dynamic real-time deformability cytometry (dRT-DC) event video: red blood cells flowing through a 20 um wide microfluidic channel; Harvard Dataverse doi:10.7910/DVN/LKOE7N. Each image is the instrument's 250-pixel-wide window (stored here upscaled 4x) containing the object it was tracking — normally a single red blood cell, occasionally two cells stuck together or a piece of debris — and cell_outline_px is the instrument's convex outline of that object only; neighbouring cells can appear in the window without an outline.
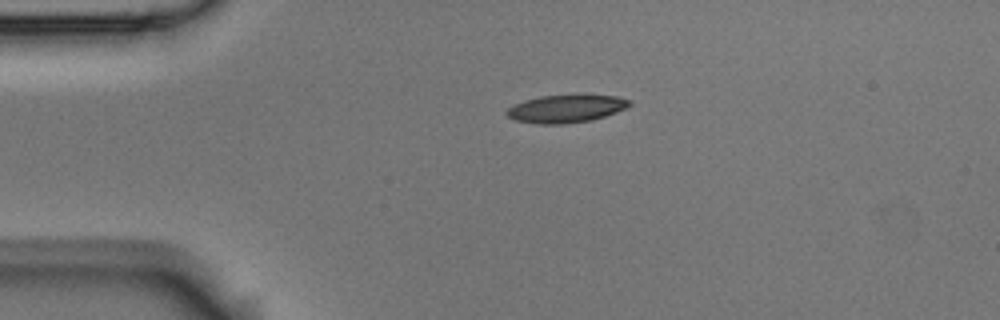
{"species": "Egyptian fruit bat (a non-hibernating species)", "species_latin": "Rousettus aegyptiacus", "temperature_condition": "room temperature", "stored_images_in_passage": 2, "camera_frame_rate_fps": 3000, "um_per_image_px": 0.085, "animal": {"sex": "male"}, "frame": {"image": 1, "passage_image": 1, "time_ms": 0.0, "image_size_px": [1000, 320], "cell_outline_px": [[632, 104], [628, 108], [592, 120], [564, 124], [536, 124], [516, 120], [508, 116], [504, 112], [508, 108], [524, 100], [540, 96], [616, 96], [632, 100]], "centroid_in_image_um": [48.12, 9.26], "position_along_channel_um": 36.9, "area_um2": 19.65}}